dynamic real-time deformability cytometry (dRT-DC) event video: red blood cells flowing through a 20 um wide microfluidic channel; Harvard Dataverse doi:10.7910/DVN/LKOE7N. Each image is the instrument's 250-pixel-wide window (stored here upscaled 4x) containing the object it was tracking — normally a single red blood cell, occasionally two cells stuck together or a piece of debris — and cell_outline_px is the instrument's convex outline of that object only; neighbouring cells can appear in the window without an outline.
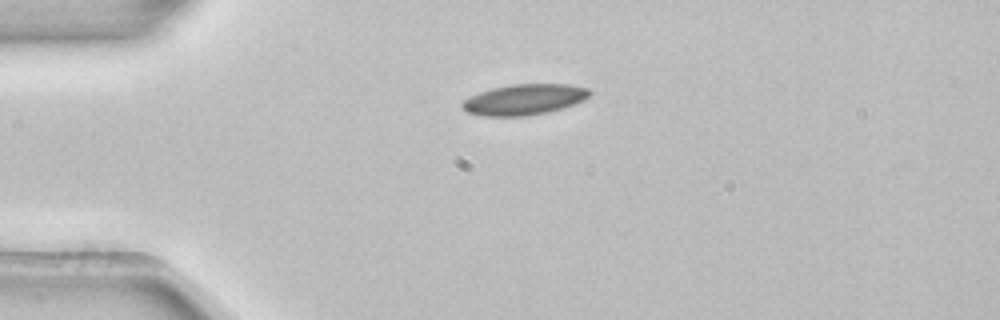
{"species": "common noctule bat (a hibernating species)", "species_latin": "Nyctalus noctula", "temperature_condition": "room temperature", "stored_images_in_passage": 3, "camera_frame_rate_fps": 3000, "um_per_image_px": 0.085, "animal": {"sex": "female", "body_mass_g": 22.7, "forearm_length_mm": 54.2}, "frame": {"image": 1, "passage_image": 1, "time_ms": 0.0, "image_size_px": [1000, 320], "cell_outline_px": [[592, 92], [584, 100], [564, 108], [548, 112], [524, 116], [484, 116], [468, 112], [460, 104], [464, 100], [480, 92], [492, 88], [512, 84], [568, 84], [588, 88]], "centroid_in_image_um": [44.59, 8.46], "position_along_channel_um": 40.4, "area_um2": 22.72}}